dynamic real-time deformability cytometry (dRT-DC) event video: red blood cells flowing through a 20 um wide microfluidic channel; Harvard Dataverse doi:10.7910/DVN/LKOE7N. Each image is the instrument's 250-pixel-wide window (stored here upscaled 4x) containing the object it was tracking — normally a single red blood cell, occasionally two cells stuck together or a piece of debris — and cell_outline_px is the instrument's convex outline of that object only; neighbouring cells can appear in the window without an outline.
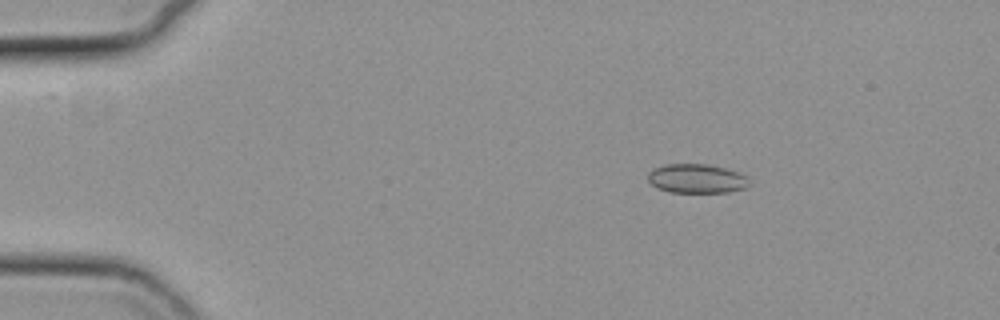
{"species": "common noctule bat (a hibernating species)", "species_latin": "Nyctalus noctula", "temperature_condition": "cold", "stored_images_in_passage": 48, "camera_frame_rate_fps": 3000, "um_per_image_px": 0.085, "animal": {"sex": "female", "body_mass_g": 19.3, "forearm_length_mm": 54.1}, "frame": {"image": 1, "passage_image": 1, "time_ms": 0.0, "image_size_px": [1000, 320], "cell_outline_px": [[752, 184], [748, 188], [728, 192], [668, 192], [656, 188], [648, 180], [648, 172], [652, 168], [664, 164], [708, 164], [724, 168], [748, 176]], "centroid_in_image_um": [59.23, 15.18], "position_along_channel_um": 25.8, "area_um2": 17.51}}
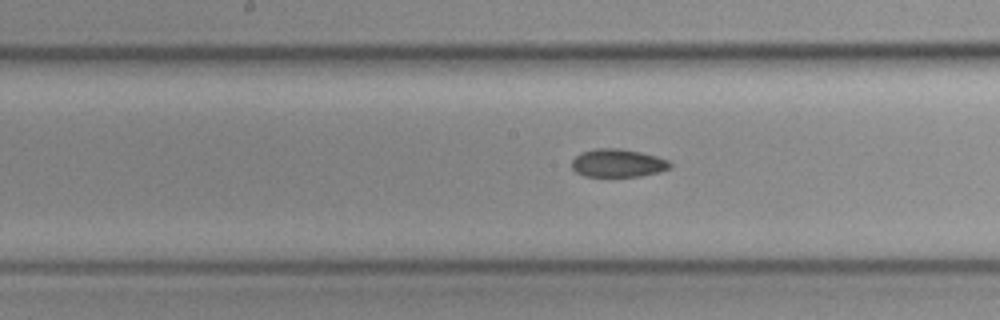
{"frame": {"image": 2, "passage_image": 21, "time_ms": 6.667, "image_size_px": [1000, 320], "cell_outline_px": [[672, 168], [660, 172], [640, 176], [584, 176], [576, 172], [572, 168], [572, 160], [576, 156], [584, 152], [596, 148], [620, 148], [640, 152], [656, 156], [668, 160], [672, 164]], "centroid_in_image_um": [52.55, 13.86], "position_along_channel_um": 195.7, "area_um2": 16.07}}
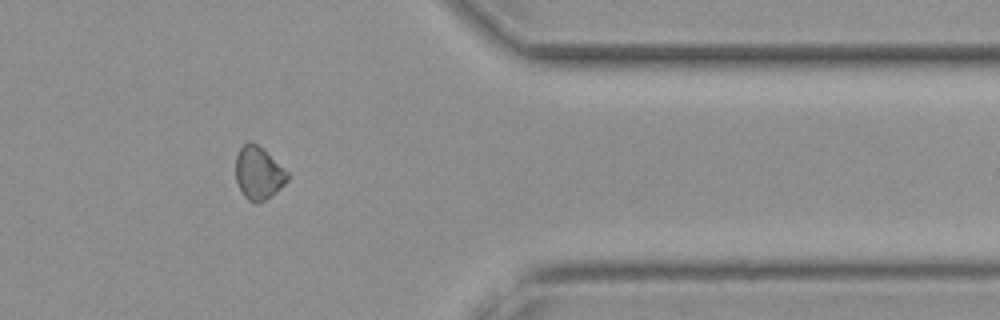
{"frame": {"image": 3, "passage_image": 38, "time_ms": 12.333, "image_size_px": [1000, 320], "cell_outline_px": [[288, 180], [276, 192], [264, 200], [256, 204], [248, 200], [244, 196], [236, 180], [236, 156], [240, 148], [248, 140], [256, 144], [288, 172]], "centroid_in_image_um": [21.95, 14.72], "position_along_channel_um": 389.4, "area_um2": 15.61}}